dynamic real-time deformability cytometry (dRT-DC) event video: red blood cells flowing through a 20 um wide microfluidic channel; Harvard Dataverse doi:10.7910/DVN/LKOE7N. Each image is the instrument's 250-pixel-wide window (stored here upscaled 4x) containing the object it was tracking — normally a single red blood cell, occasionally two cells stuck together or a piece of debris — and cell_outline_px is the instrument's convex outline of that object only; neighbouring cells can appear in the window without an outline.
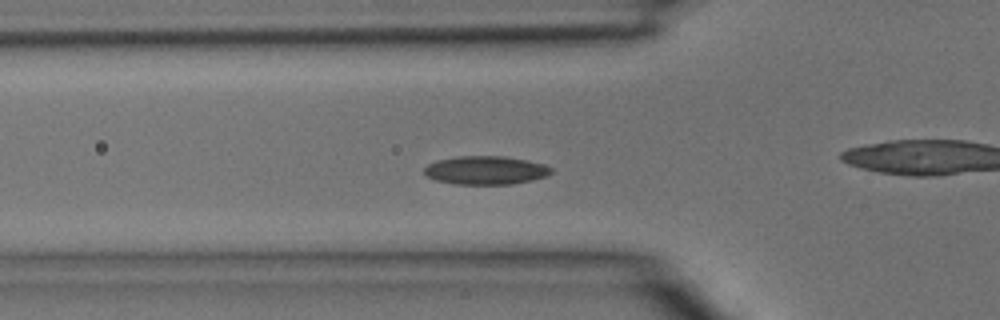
{"species": "common noctule bat (a hibernating species)", "species_latin": "Nyctalus noctula", "temperature_condition": "room temperature", "stored_images_in_passage": 34, "camera_frame_rate_fps": 3000, "um_per_image_px": 0.085, "animal": {"sex": "male", "body_mass_g": 15.6}, "frame": {"image": 1, "passage_image": 8, "time_ms": 2.333, "image_size_px": [1000, 320], "cell_outline_px": [[552, 172], [548, 176], [532, 180], [512, 184], [456, 184], [436, 180], [428, 176], [424, 172], [424, 168], [428, 164], [436, 160], [456, 156], [504, 156], [544, 164], [552, 168]], "centroid_in_image_um": [41.28, 14.47], "position_along_channel_um": 84.5, "area_um2": 21.04}}
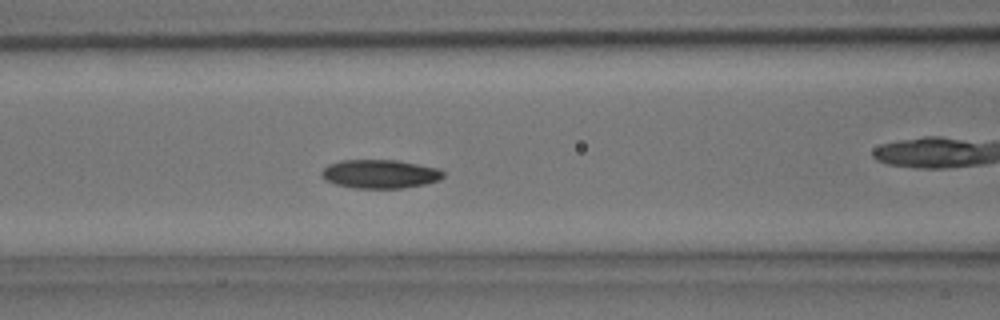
{"frame": {"image": 2, "passage_image": 11, "time_ms": 3.333, "image_size_px": [1000, 320], "cell_outline_px": [[444, 176], [440, 180], [424, 184], [400, 188], [352, 188], [336, 184], [328, 180], [320, 172], [328, 164], [340, 160], [396, 160], [436, 168], [444, 172]], "centroid_in_image_um": [32.29, 14.78], "position_along_channel_um": 134.3, "area_um2": 20.11}}
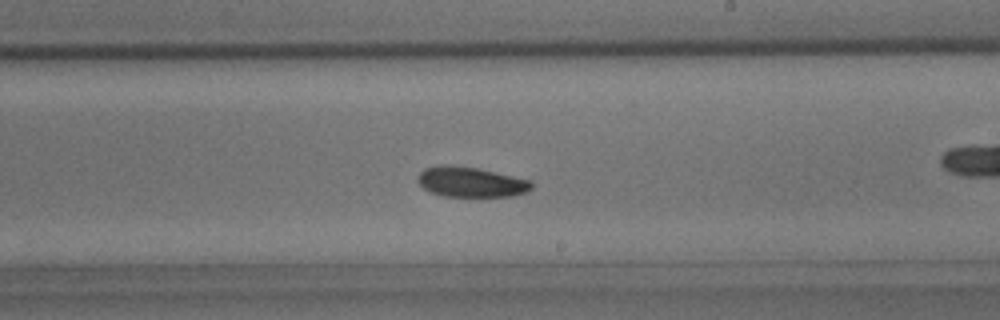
{"frame": {"image": 3, "passage_image": 18, "time_ms": 5.667, "image_size_px": [1000, 320], "cell_outline_px": [[532, 188], [528, 192], [512, 196], [444, 196], [432, 192], [424, 188], [416, 180], [416, 176], [424, 168], [444, 164], [448, 164], [476, 168], [532, 180]], "centroid_in_image_um": [40.02, 15.46], "position_along_channel_um": 249.0, "area_um2": 20.0}}